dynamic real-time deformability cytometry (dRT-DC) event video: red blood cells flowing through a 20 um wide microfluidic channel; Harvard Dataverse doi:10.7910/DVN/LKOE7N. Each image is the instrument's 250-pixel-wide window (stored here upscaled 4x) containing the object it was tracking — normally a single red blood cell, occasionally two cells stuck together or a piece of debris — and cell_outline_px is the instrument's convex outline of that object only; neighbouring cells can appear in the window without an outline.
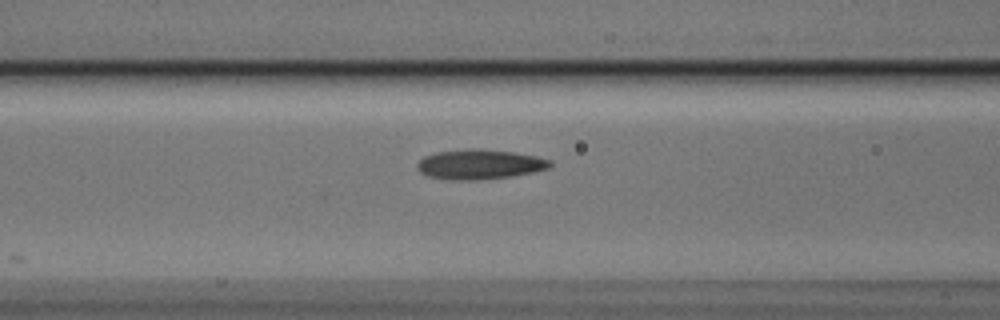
{"species": "Egyptian fruit bat (a non-hibernating species)", "species_latin": "Rousettus aegyptiacus", "temperature_condition": "cold", "stored_images_in_passage": 6, "camera_frame_rate_fps": 3000, "um_per_image_px": 0.085, "animal": {"sex": "male"}, "frame": {"image": 1, "passage_image": 6, "time_ms": 1.667, "image_size_px": [1000, 320], "cell_outline_px": [[552, 164], [548, 168], [532, 172], [512, 176], [476, 180], [452, 180], [428, 176], [420, 172], [416, 168], [416, 164], [424, 156], [436, 152], [468, 148], [480, 148], [512, 152], [536, 156], [548, 160]], "centroid_in_image_um": [40.71, 13.96], "position_along_channel_um": 125.9, "area_um2": 23.06}}